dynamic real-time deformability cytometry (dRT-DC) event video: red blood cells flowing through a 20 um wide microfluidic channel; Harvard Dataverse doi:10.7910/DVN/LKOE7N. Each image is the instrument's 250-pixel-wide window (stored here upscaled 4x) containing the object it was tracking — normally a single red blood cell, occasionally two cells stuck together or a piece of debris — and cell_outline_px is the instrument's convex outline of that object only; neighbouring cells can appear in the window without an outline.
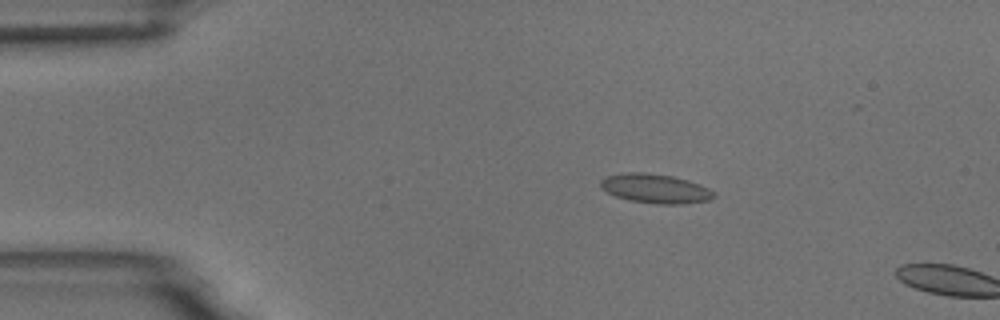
{"species": "common noctule bat (a hibernating species)", "species_latin": "Nyctalus noctula", "temperature_condition": "room temperature", "stored_images_in_passage": 3, "camera_frame_rate_fps": 3000, "um_per_image_px": 0.085, "animal": {"sex": "male", "body_mass_g": 18.8}, "frame": {"image": 1, "passage_image": 2, "time_ms": 1.333, "image_size_px": [1000, 320], "cell_outline_px": [[716, 196], [708, 200], [680, 204], [656, 204], [628, 200], [616, 196], [600, 188], [600, 180], [608, 176], [628, 172], [644, 172], [672, 176], [688, 180], [708, 188]], "centroid_in_image_um": [55.67, 16.03], "position_along_channel_um": 29.3, "area_um2": 19.13}}